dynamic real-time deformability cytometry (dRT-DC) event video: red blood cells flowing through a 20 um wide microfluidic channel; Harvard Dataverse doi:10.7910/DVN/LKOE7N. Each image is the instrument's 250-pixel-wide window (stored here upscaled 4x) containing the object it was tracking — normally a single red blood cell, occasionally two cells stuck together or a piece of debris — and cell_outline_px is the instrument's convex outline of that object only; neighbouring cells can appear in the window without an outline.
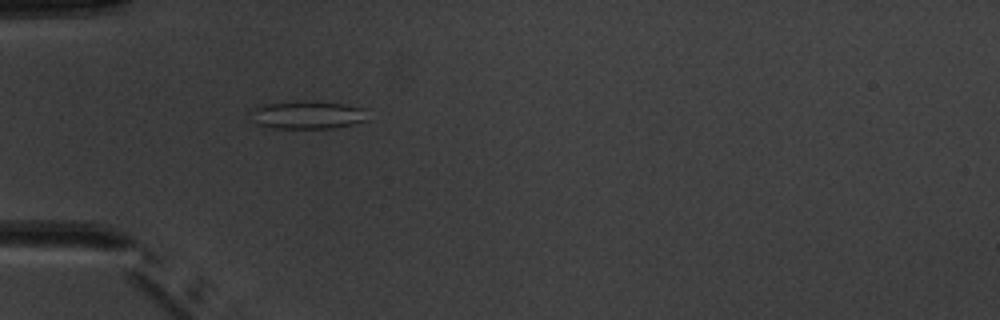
{"species": "common noctule bat (a hibernating species)", "species_latin": "Nyctalus noctula", "temperature_condition": "warm", "stored_images_in_passage": 5, "camera_frame_rate_fps": 3000, "um_per_image_px": 0.085, "animal": {"sex": "male", "body_mass_g": 20.1, "forearm_length_mm": 53.5}, "frame": {"image": 1, "passage_image": 5, "time_ms": 5.333, "image_size_px": [1000, 320], "cell_outline_px": [[368, 120], [352, 124], [332, 128], [276, 128], [256, 124], [248, 112], [256, 108], [268, 104], [344, 104], [364, 108]], "centroid_in_image_um": [26.16, 9.83], "position_along_channel_um": 58.8, "area_um2": 17.86}}